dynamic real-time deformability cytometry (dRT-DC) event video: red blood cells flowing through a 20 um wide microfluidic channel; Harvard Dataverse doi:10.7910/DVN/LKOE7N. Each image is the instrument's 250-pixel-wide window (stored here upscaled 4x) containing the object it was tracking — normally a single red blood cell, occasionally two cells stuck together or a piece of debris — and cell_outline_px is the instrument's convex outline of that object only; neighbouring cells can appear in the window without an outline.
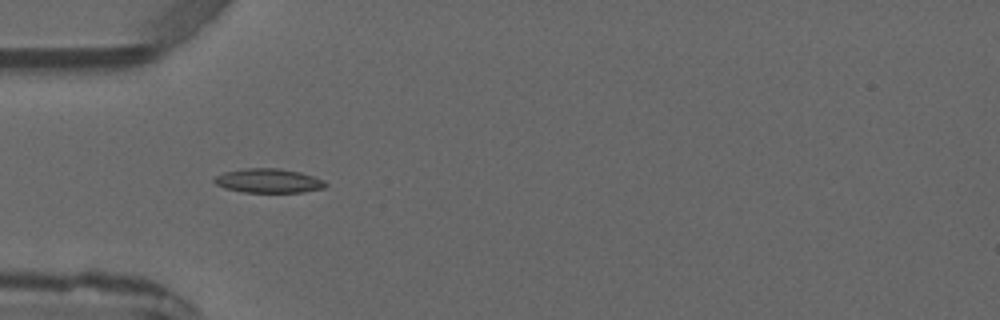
{"species": "common noctule bat (a hibernating species)", "species_latin": "Nyctalus noctula", "temperature_condition": "warm", "stored_images_in_passage": 5, "camera_frame_rate_fps": 3000, "um_per_image_px": 0.085, "animal": {"sex": "male", "forearm_length_mm": 52.5}, "frame": {"image": 1, "passage_image": 4, "time_ms": 4.667, "image_size_px": [1000, 320], "cell_outline_px": [[328, 184], [324, 188], [304, 192], [244, 192], [224, 188], [216, 184], [212, 180], [216, 176], [224, 172], [244, 168], [280, 168], [300, 172], [324, 180]], "centroid_in_image_um": [22.82, 15.36], "position_along_channel_um": 62.2, "area_um2": 15.72}}
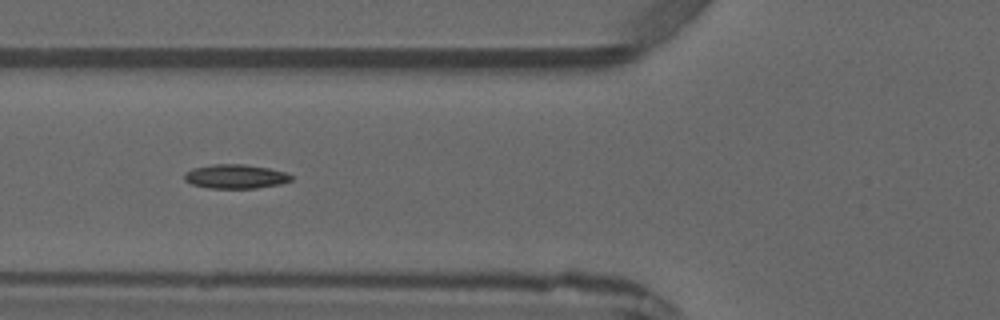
{"frame": {"image": 2, "passage_image": 5, "time_ms": 5.667, "image_size_px": [1000, 320], "cell_outline_px": [[292, 180], [280, 184], [256, 188], [208, 188], [192, 184], [184, 180], [184, 172], [192, 168], [212, 164], [244, 164], [268, 168], [284, 172], [292, 176]], "centroid_in_image_um": [19.98, 14.99], "position_along_channel_um": 105.8, "area_um2": 15.03}}